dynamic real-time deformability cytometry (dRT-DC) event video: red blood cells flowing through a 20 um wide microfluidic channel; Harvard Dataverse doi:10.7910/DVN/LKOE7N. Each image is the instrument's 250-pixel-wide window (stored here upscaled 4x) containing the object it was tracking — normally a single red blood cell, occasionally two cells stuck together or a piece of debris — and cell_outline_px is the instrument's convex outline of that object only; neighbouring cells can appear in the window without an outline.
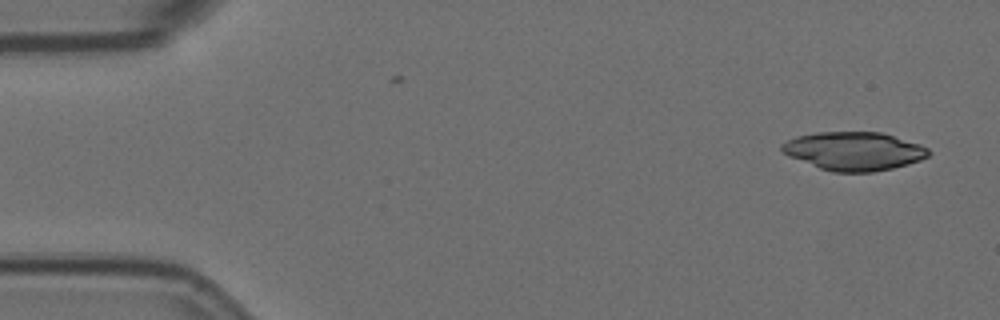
{"species": "Egyptian fruit bat (a non-hibernating species)", "species_latin": "Rousettus aegyptiacus", "temperature_condition": "room temperature", "stored_images_in_passage": 4, "camera_frame_rate_fps": 3000, "um_per_image_px": 0.085, "animal": {"sex": "female"}, "frame": {"image": 1, "passage_image": 1, "time_ms": 0.0, "image_size_px": [1000, 320], "cell_outline_px": [[932, 152], [928, 156], [920, 160], [908, 164], [892, 168], [872, 172], [832, 172], [820, 168], [788, 156], [780, 148], [780, 144], [796, 136], [816, 132], [880, 132], [920, 144], [928, 148]], "centroid_in_image_um": [72.58, 12.84], "position_along_channel_um": 12.4, "area_um2": 32.83}}